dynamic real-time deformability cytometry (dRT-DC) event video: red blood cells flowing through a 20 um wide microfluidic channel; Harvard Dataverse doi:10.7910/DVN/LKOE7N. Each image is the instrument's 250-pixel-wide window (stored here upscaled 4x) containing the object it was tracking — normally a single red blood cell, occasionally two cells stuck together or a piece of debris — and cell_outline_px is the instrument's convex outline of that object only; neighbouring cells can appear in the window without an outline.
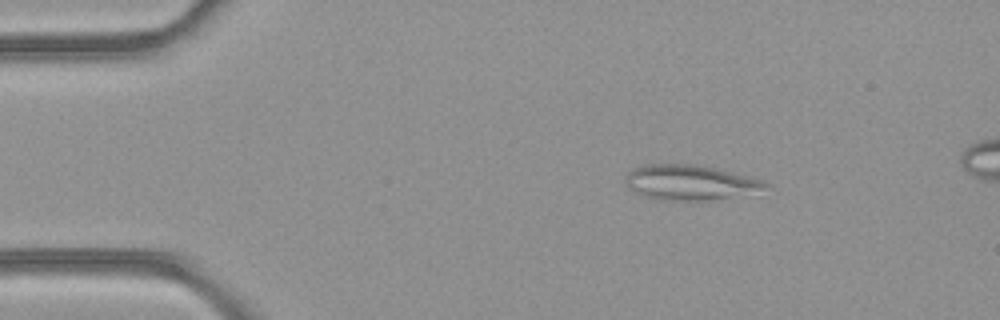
{"species": "common noctule bat (a hibernating species)", "species_latin": "Nyctalus noctula", "temperature_condition": "room temperature", "stored_images_in_passage": 48, "segment_of_instrument_passage": [1, 2], "camera_frame_rate_fps": 3000, "um_per_image_px": 0.085, "animal": {"sex": "female", "body_mass_g": 21.9}, "frame": {"image": 1, "passage_image": 7, "time_ms": 2.0, "image_size_px": [1000, 320], "cell_outline_px": [[768, 184], [728, 196], [704, 200], [660, 200], [644, 196], [628, 188], [628, 172], [632, 168], [644, 164], [692, 164], [716, 168], [760, 180]], "centroid_in_image_um": [58.44, 15.48], "position_along_channel_um": 26.6, "area_um2": 27.11}}
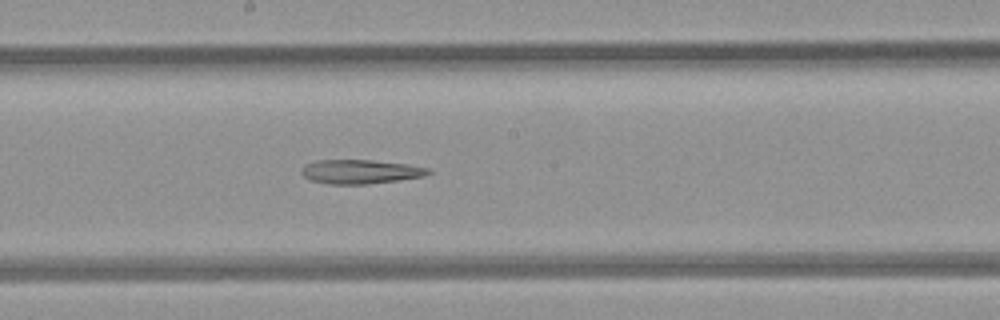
{"frame": {"image": 2, "passage_image": 25, "time_ms": 8.0, "image_size_px": [1000, 320], "cell_outline_px": [[432, 172], [424, 176], [368, 184], [332, 184], [308, 180], [300, 172], [300, 168], [304, 164], [316, 160], [372, 160], [408, 164], [428, 168]], "centroid_in_image_um": [30.58, 14.58], "position_along_channel_um": 217.6, "area_um2": 17.86}}
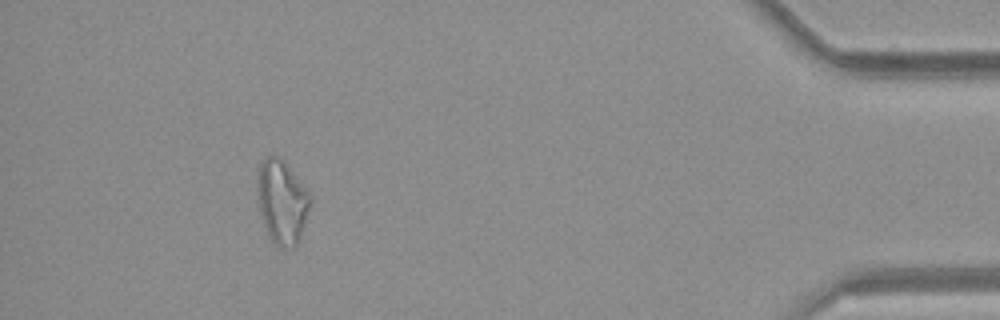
{"frame": {"image": 3, "passage_image": 43, "time_ms": 14.0, "image_size_px": [1000, 320], "cell_outline_px": [[312, 204], [300, 236], [296, 244], [292, 248], [276, 244], [268, 236], [260, 212], [260, 164], [268, 156], [280, 156], [284, 160], [312, 196]], "centroid_in_image_um": [24.04, 17.16], "position_along_channel_um": 411.2, "area_um2": 25.03}}